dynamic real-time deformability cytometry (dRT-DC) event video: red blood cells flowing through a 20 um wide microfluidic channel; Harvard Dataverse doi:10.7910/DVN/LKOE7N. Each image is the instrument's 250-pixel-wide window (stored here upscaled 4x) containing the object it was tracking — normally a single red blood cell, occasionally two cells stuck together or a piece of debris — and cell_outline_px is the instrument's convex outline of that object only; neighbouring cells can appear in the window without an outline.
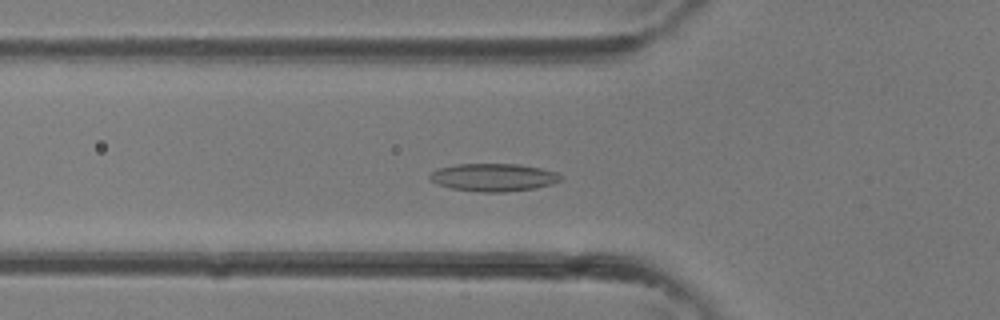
{"species": "common noctule bat (a hibernating species)", "species_latin": "Nyctalus noctula", "temperature_condition": "room temperature", "stored_images_in_passage": 37, "camera_frame_rate_fps": 3000, "um_per_image_px": 0.085, "animal": {"sex": "female"}, "frame": {"image": 1, "passage_image": 13, "time_ms": 4.0, "image_size_px": [1000, 320], "cell_outline_px": [[564, 176], [560, 180], [552, 184], [536, 188], [504, 192], [480, 192], [452, 188], [436, 184], [428, 176], [436, 168], [456, 164], [520, 164], [540, 168], [556, 172]], "centroid_in_image_um": [41.95, 15.07], "position_along_channel_um": 83.9, "area_um2": 21.27}}
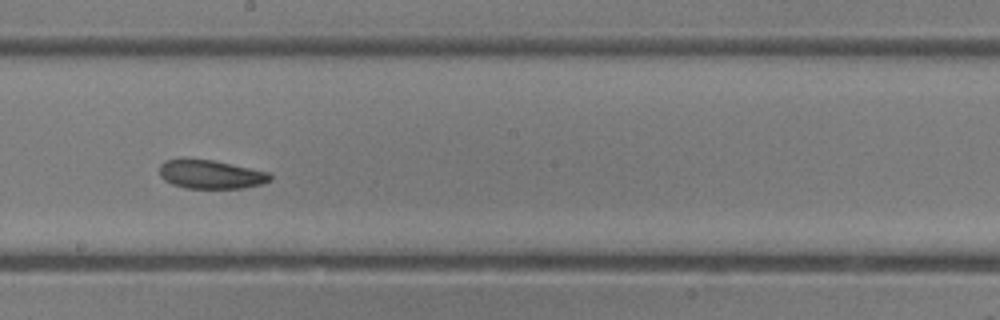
{"frame": {"image": 2, "passage_image": 21, "time_ms": 6.667, "image_size_px": [1000, 320], "cell_outline_px": [[272, 180], [264, 184], [244, 188], [184, 188], [172, 184], [164, 180], [160, 176], [160, 164], [164, 160], [212, 160], [268, 172], [272, 176]], "centroid_in_image_um": [17.94, 14.84], "position_along_channel_um": 230.3, "area_um2": 18.32}}
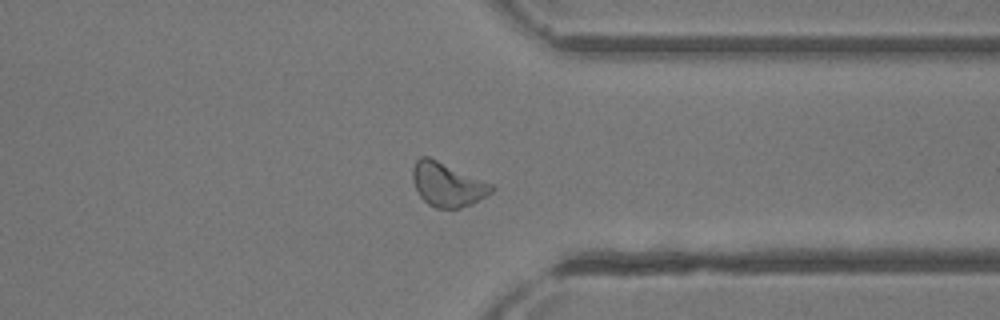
{"frame": {"image": 3, "passage_image": 29, "time_ms": 9.333, "image_size_px": [1000, 320], "cell_outline_px": [[496, 188], [492, 192], [472, 204], [460, 208], [436, 208], [428, 204], [420, 196], [412, 180], [412, 168], [416, 160], [420, 156], [428, 156], [492, 184]], "centroid_in_image_um": [38.01, 15.68], "position_along_channel_um": 373.4, "area_um2": 20.06}}